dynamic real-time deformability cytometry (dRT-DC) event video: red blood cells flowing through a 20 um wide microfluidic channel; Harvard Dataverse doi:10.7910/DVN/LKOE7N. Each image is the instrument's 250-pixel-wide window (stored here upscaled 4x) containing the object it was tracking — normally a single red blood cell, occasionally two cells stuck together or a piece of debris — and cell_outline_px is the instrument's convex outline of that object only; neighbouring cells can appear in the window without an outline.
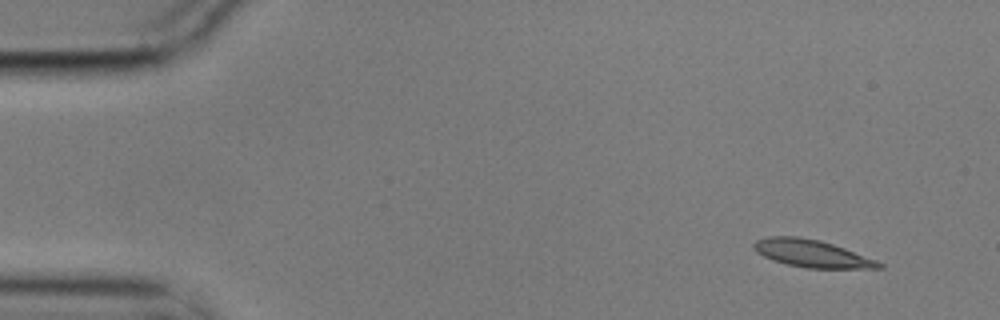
{"species": "common noctule bat (a hibernating species)", "species_latin": "Nyctalus noctula", "temperature_condition": "cold", "stored_images_in_passage": 5, "camera_frame_rate_fps": 3000, "um_per_image_px": 0.085, "animal": {"sex": "male", "body_mass_g": 17.9}, "frame": {"image": 1, "passage_image": 1, "time_ms": 0.0, "image_size_px": [1000, 320], "cell_outline_px": [[884, 268], [804, 268], [772, 260], [756, 252], [752, 248], [752, 244], [756, 240], [768, 236], [796, 236], [820, 240], [844, 248], [876, 260], [884, 264]], "centroid_in_image_um": [68.97, 21.54], "position_along_channel_um": 16.0, "area_um2": 19.94}}
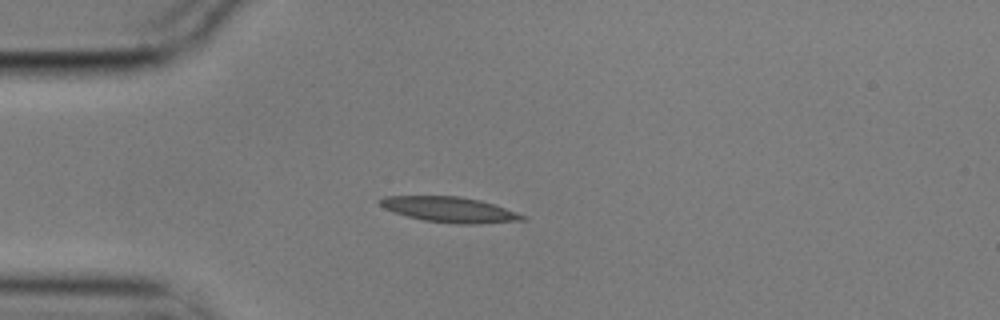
{"frame": {"image": 2, "passage_image": 3, "time_ms": 0.667, "image_size_px": [1000, 320], "cell_outline_px": [[528, 216], [524, 220], [480, 224], [456, 224], [424, 220], [408, 216], [384, 208], [376, 200], [384, 196], [460, 196], [480, 200]], "centroid_in_image_um": [38.22, 17.81], "position_along_channel_um": 46.8, "area_um2": 20.98}}
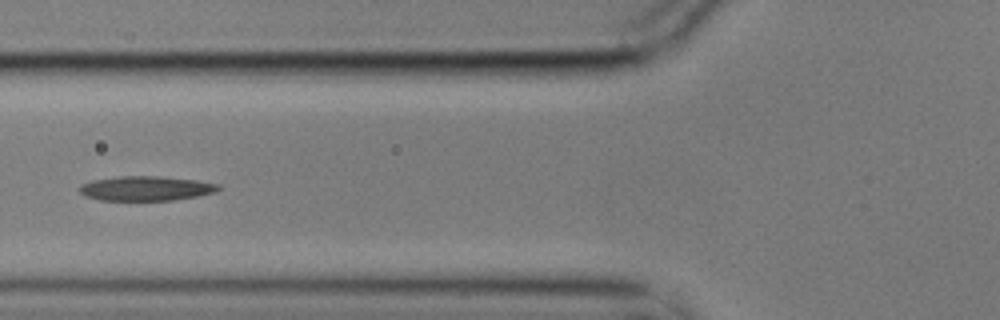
{"frame": {"image": 3, "passage_image": 5, "time_ms": 1.333, "image_size_px": [1000, 320], "cell_outline_px": [[220, 188], [216, 192], [196, 196], [172, 200], [100, 200], [84, 196], [76, 188], [80, 184], [92, 180], [120, 176], [160, 176], [196, 180], [220, 184]], "centroid_in_image_um": [12.36, 16.01], "position_along_channel_um": 113.4, "area_um2": 20.0}}